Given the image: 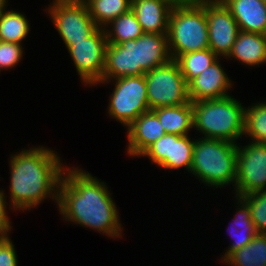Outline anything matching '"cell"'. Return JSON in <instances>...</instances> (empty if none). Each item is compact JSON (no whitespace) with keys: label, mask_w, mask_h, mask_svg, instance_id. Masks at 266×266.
I'll list each match as a JSON object with an SVG mask.
<instances>
[{"label":"cell","mask_w":266,"mask_h":266,"mask_svg":"<svg viewBox=\"0 0 266 266\" xmlns=\"http://www.w3.org/2000/svg\"><path fill=\"white\" fill-rule=\"evenodd\" d=\"M149 109L177 106L190 102L188 85L176 60L158 66L145 74Z\"/></svg>","instance_id":"52a82bcc"},{"label":"cell","mask_w":266,"mask_h":266,"mask_svg":"<svg viewBox=\"0 0 266 266\" xmlns=\"http://www.w3.org/2000/svg\"><path fill=\"white\" fill-rule=\"evenodd\" d=\"M0 266H18L16 251L8 234L0 238Z\"/></svg>","instance_id":"f1b7e54d"},{"label":"cell","mask_w":266,"mask_h":266,"mask_svg":"<svg viewBox=\"0 0 266 266\" xmlns=\"http://www.w3.org/2000/svg\"><path fill=\"white\" fill-rule=\"evenodd\" d=\"M219 59L188 84V96L191 102L229 96L227 91L232 83L221 67Z\"/></svg>","instance_id":"5bb4252c"},{"label":"cell","mask_w":266,"mask_h":266,"mask_svg":"<svg viewBox=\"0 0 266 266\" xmlns=\"http://www.w3.org/2000/svg\"><path fill=\"white\" fill-rule=\"evenodd\" d=\"M7 204L4 192L0 190V238L6 236L12 228L7 216Z\"/></svg>","instance_id":"f546056e"},{"label":"cell","mask_w":266,"mask_h":266,"mask_svg":"<svg viewBox=\"0 0 266 266\" xmlns=\"http://www.w3.org/2000/svg\"><path fill=\"white\" fill-rule=\"evenodd\" d=\"M66 174V175H65ZM103 181L75 167L64 169L58 187L57 206L66 221L122 237L118 210Z\"/></svg>","instance_id":"6da1fadb"},{"label":"cell","mask_w":266,"mask_h":266,"mask_svg":"<svg viewBox=\"0 0 266 266\" xmlns=\"http://www.w3.org/2000/svg\"><path fill=\"white\" fill-rule=\"evenodd\" d=\"M168 45L171 58L208 49V23L205 0L183 6H173L169 16Z\"/></svg>","instance_id":"8992f818"},{"label":"cell","mask_w":266,"mask_h":266,"mask_svg":"<svg viewBox=\"0 0 266 266\" xmlns=\"http://www.w3.org/2000/svg\"><path fill=\"white\" fill-rule=\"evenodd\" d=\"M172 6H183L195 3L197 0H165Z\"/></svg>","instance_id":"4dcf8cb0"},{"label":"cell","mask_w":266,"mask_h":266,"mask_svg":"<svg viewBox=\"0 0 266 266\" xmlns=\"http://www.w3.org/2000/svg\"><path fill=\"white\" fill-rule=\"evenodd\" d=\"M157 116L166 133L188 135L193 128L192 102L177 106L159 107L152 110Z\"/></svg>","instance_id":"d6986e66"},{"label":"cell","mask_w":266,"mask_h":266,"mask_svg":"<svg viewBox=\"0 0 266 266\" xmlns=\"http://www.w3.org/2000/svg\"><path fill=\"white\" fill-rule=\"evenodd\" d=\"M217 59L218 56L208 48L180 55L176 61L188 85Z\"/></svg>","instance_id":"d4e9b609"},{"label":"cell","mask_w":266,"mask_h":266,"mask_svg":"<svg viewBox=\"0 0 266 266\" xmlns=\"http://www.w3.org/2000/svg\"><path fill=\"white\" fill-rule=\"evenodd\" d=\"M223 262L232 266H266V234L257 233L250 243L232 252Z\"/></svg>","instance_id":"44dd1931"},{"label":"cell","mask_w":266,"mask_h":266,"mask_svg":"<svg viewBox=\"0 0 266 266\" xmlns=\"http://www.w3.org/2000/svg\"><path fill=\"white\" fill-rule=\"evenodd\" d=\"M5 9L0 10V40L21 44L30 31L29 21L24 14Z\"/></svg>","instance_id":"cb8c5ba5"},{"label":"cell","mask_w":266,"mask_h":266,"mask_svg":"<svg viewBox=\"0 0 266 266\" xmlns=\"http://www.w3.org/2000/svg\"><path fill=\"white\" fill-rule=\"evenodd\" d=\"M109 25L112 30H108ZM104 31L109 44H120L128 40H136L144 33L131 9L110 22L107 25V29L104 28Z\"/></svg>","instance_id":"7402d4cb"},{"label":"cell","mask_w":266,"mask_h":266,"mask_svg":"<svg viewBox=\"0 0 266 266\" xmlns=\"http://www.w3.org/2000/svg\"><path fill=\"white\" fill-rule=\"evenodd\" d=\"M244 134L252 142L266 143V103L245 107Z\"/></svg>","instance_id":"484cf974"},{"label":"cell","mask_w":266,"mask_h":266,"mask_svg":"<svg viewBox=\"0 0 266 266\" xmlns=\"http://www.w3.org/2000/svg\"><path fill=\"white\" fill-rule=\"evenodd\" d=\"M193 128L206 139L233 142L244 134L245 107L231 96L192 102Z\"/></svg>","instance_id":"277c9868"},{"label":"cell","mask_w":266,"mask_h":266,"mask_svg":"<svg viewBox=\"0 0 266 266\" xmlns=\"http://www.w3.org/2000/svg\"><path fill=\"white\" fill-rule=\"evenodd\" d=\"M235 197L266 190V143L237 147Z\"/></svg>","instance_id":"9c48e42d"},{"label":"cell","mask_w":266,"mask_h":266,"mask_svg":"<svg viewBox=\"0 0 266 266\" xmlns=\"http://www.w3.org/2000/svg\"><path fill=\"white\" fill-rule=\"evenodd\" d=\"M107 38L104 28H98L90 37L73 42L68 52L78 74L86 85H97L102 80L105 67Z\"/></svg>","instance_id":"30bf717a"},{"label":"cell","mask_w":266,"mask_h":266,"mask_svg":"<svg viewBox=\"0 0 266 266\" xmlns=\"http://www.w3.org/2000/svg\"><path fill=\"white\" fill-rule=\"evenodd\" d=\"M128 147L130 156H139L154 142L166 134L158 116L149 110L138 116V118L127 127Z\"/></svg>","instance_id":"9a60e30c"},{"label":"cell","mask_w":266,"mask_h":266,"mask_svg":"<svg viewBox=\"0 0 266 266\" xmlns=\"http://www.w3.org/2000/svg\"><path fill=\"white\" fill-rule=\"evenodd\" d=\"M10 158L11 209L29 210L47 197L58 202L64 166L57 152L38 146L24 149Z\"/></svg>","instance_id":"7a4b0ae2"},{"label":"cell","mask_w":266,"mask_h":266,"mask_svg":"<svg viewBox=\"0 0 266 266\" xmlns=\"http://www.w3.org/2000/svg\"><path fill=\"white\" fill-rule=\"evenodd\" d=\"M171 59L167 34L143 33L136 40L107 43L103 77L99 83L140 76Z\"/></svg>","instance_id":"3957f363"},{"label":"cell","mask_w":266,"mask_h":266,"mask_svg":"<svg viewBox=\"0 0 266 266\" xmlns=\"http://www.w3.org/2000/svg\"><path fill=\"white\" fill-rule=\"evenodd\" d=\"M7 0H0V10L6 7Z\"/></svg>","instance_id":"d6a6232c"},{"label":"cell","mask_w":266,"mask_h":266,"mask_svg":"<svg viewBox=\"0 0 266 266\" xmlns=\"http://www.w3.org/2000/svg\"><path fill=\"white\" fill-rule=\"evenodd\" d=\"M195 141L188 135L166 133L149 146L140 156L148 157L152 163L164 169L185 167L191 171Z\"/></svg>","instance_id":"4fadbf2b"},{"label":"cell","mask_w":266,"mask_h":266,"mask_svg":"<svg viewBox=\"0 0 266 266\" xmlns=\"http://www.w3.org/2000/svg\"><path fill=\"white\" fill-rule=\"evenodd\" d=\"M172 8L165 0H131V10L144 33L167 34Z\"/></svg>","instance_id":"2e32d148"},{"label":"cell","mask_w":266,"mask_h":266,"mask_svg":"<svg viewBox=\"0 0 266 266\" xmlns=\"http://www.w3.org/2000/svg\"><path fill=\"white\" fill-rule=\"evenodd\" d=\"M209 48L219 57H228L239 33V27L221 0H205Z\"/></svg>","instance_id":"7c38bea8"},{"label":"cell","mask_w":266,"mask_h":266,"mask_svg":"<svg viewBox=\"0 0 266 266\" xmlns=\"http://www.w3.org/2000/svg\"><path fill=\"white\" fill-rule=\"evenodd\" d=\"M47 11L67 48L90 37L99 28L85 2L50 5Z\"/></svg>","instance_id":"8fae6325"},{"label":"cell","mask_w":266,"mask_h":266,"mask_svg":"<svg viewBox=\"0 0 266 266\" xmlns=\"http://www.w3.org/2000/svg\"><path fill=\"white\" fill-rule=\"evenodd\" d=\"M114 80L108 113L127 128L140 114L150 110L145 76L143 74Z\"/></svg>","instance_id":"ba28073f"},{"label":"cell","mask_w":266,"mask_h":266,"mask_svg":"<svg viewBox=\"0 0 266 266\" xmlns=\"http://www.w3.org/2000/svg\"><path fill=\"white\" fill-rule=\"evenodd\" d=\"M231 57L247 66L266 63V35L239 31L227 58Z\"/></svg>","instance_id":"ac0fdd59"},{"label":"cell","mask_w":266,"mask_h":266,"mask_svg":"<svg viewBox=\"0 0 266 266\" xmlns=\"http://www.w3.org/2000/svg\"><path fill=\"white\" fill-rule=\"evenodd\" d=\"M238 145L221 139H195L191 172L208 186L236 183Z\"/></svg>","instance_id":"5b68a950"},{"label":"cell","mask_w":266,"mask_h":266,"mask_svg":"<svg viewBox=\"0 0 266 266\" xmlns=\"http://www.w3.org/2000/svg\"><path fill=\"white\" fill-rule=\"evenodd\" d=\"M249 207L257 233L266 234V190L240 197Z\"/></svg>","instance_id":"4316f807"},{"label":"cell","mask_w":266,"mask_h":266,"mask_svg":"<svg viewBox=\"0 0 266 266\" xmlns=\"http://www.w3.org/2000/svg\"><path fill=\"white\" fill-rule=\"evenodd\" d=\"M240 31L266 35V4L261 0H221Z\"/></svg>","instance_id":"e0dca14e"},{"label":"cell","mask_w":266,"mask_h":266,"mask_svg":"<svg viewBox=\"0 0 266 266\" xmlns=\"http://www.w3.org/2000/svg\"><path fill=\"white\" fill-rule=\"evenodd\" d=\"M80 2H85V0H53L52 5L68 4V3H80Z\"/></svg>","instance_id":"1f68e13d"},{"label":"cell","mask_w":266,"mask_h":266,"mask_svg":"<svg viewBox=\"0 0 266 266\" xmlns=\"http://www.w3.org/2000/svg\"><path fill=\"white\" fill-rule=\"evenodd\" d=\"M23 49L21 44L0 40V71L16 66L23 57Z\"/></svg>","instance_id":"83f0119b"},{"label":"cell","mask_w":266,"mask_h":266,"mask_svg":"<svg viewBox=\"0 0 266 266\" xmlns=\"http://www.w3.org/2000/svg\"><path fill=\"white\" fill-rule=\"evenodd\" d=\"M93 21L99 28L131 9V0H85Z\"/></svg>","instance_id":"603a6c76"},{"label":"cell","mask_w":266,"mask_h":266,"mask_svg":"<svg viewBox=\"0 0 266 266\" xmlns=\"http://www.w3.org/2000/svg\"><path fill=\"white\" fill-rule=\"evenodd\" d=\"M236 199L238 200L237 205L240 203L239 206L241 209L238 208V213L235 215V218H233L234 223L232 224L231 229L234 228L231 230L232 232L229 230L231 232L230 235L235 241L230 247L228 246V249L222 257V261H224L232 252L241 249L250 243L257 234L248 205L240 197H236Z\"/></svg>","instance_id":"ffe728a7"}]
</instances>
